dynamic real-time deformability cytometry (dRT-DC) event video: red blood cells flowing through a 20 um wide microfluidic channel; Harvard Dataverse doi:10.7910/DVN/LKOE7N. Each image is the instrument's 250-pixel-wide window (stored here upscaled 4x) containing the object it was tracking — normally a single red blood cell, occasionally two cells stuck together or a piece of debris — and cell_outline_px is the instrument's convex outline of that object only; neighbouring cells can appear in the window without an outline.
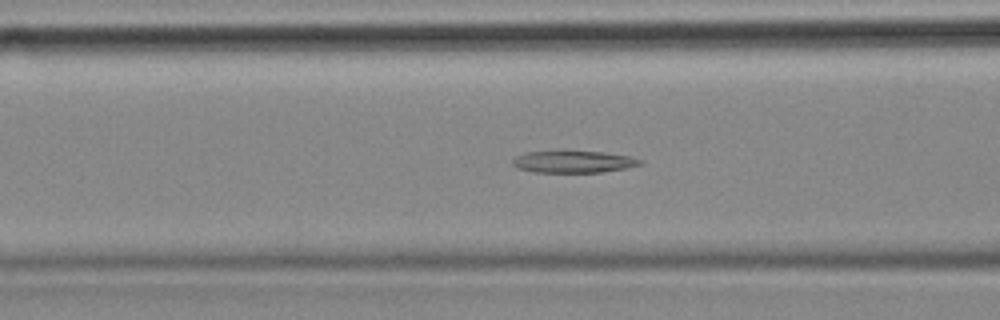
{"species": "common noctule bat (a hibernating species)", "species_latin": "Nyctalus noctula", "temperature_condition": "cold", "stored_images_in_passage": 54, "camera_frame_rate_fps": 3000, "um_per_image_px": 0.085, "animal": {"sex": "female", "body_mass_g": 18.4}, "frame": {"image": 1, "passage_image": 20, "time_ms": 6.333, "image_size_px": [1000, 320], "cell_outline_px": [[644, 164], [624, 168], [600, 172], [532, 172], [516, 168], [512, 164], [512, 160], [516, 156], [528, 152], [604, 152], [628, 156], [644, 160]], "centroid_in_image_um": [48.75, 13.76], "position_along_channel_um": 117.9, "area_um2": 16.07}}
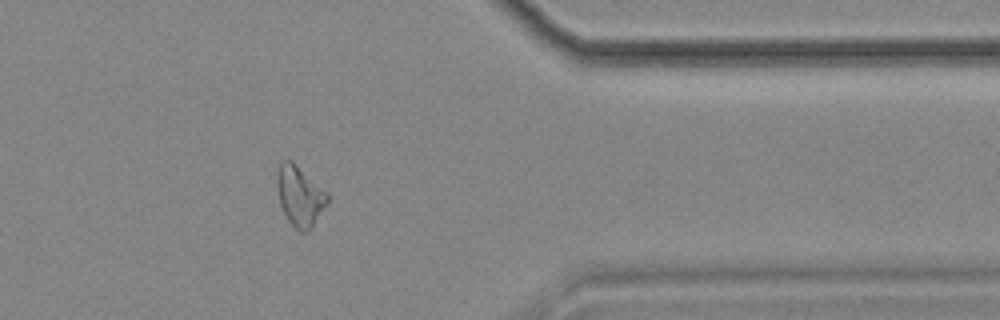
{"frame": {"image": 2, "passage_image": 44, "time_ms": 14.333, "image_size_px": [1000, 320], "cell_outline_px": [[328, 200], [312, 228], [304, 232], [300, 232], [288, 220], [280, 204], [276, 184], [276, 172], [280, 164], [284, 160], [292, 160], [328, 192]], "centroid_in_image_um": [25.47, 16.63], "position_along_channel_um": 385.9, "area_um2": 17.63}}
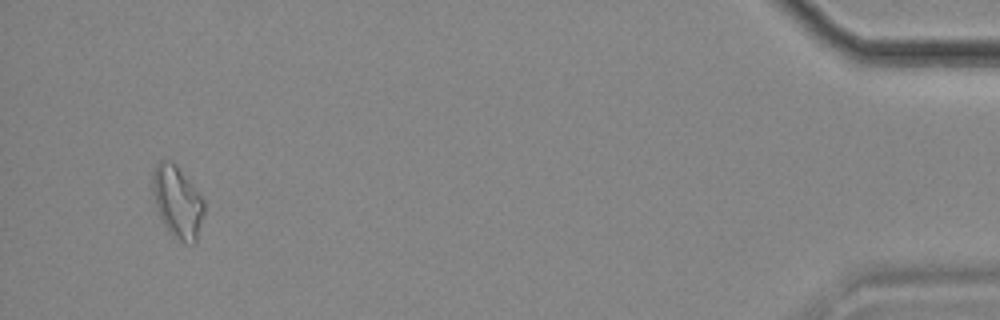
{"frame": {"image": 3, "passage_image": 52, "time_ms": 17.0, "image_size_px": [1000, 320], "cell_outline_px": [[204, 212], [196, 244], [184, 244], [172, 236], [168, 232], [160, 216], [152, 192], [152, 172], [156, 164], [160, 160], [168, 160], [176, 164], [204, 200]], "centroid_in_image_um": [15.08, 17.18], "position_along_channel_um": 420.1, "area_um2": 21.68}}